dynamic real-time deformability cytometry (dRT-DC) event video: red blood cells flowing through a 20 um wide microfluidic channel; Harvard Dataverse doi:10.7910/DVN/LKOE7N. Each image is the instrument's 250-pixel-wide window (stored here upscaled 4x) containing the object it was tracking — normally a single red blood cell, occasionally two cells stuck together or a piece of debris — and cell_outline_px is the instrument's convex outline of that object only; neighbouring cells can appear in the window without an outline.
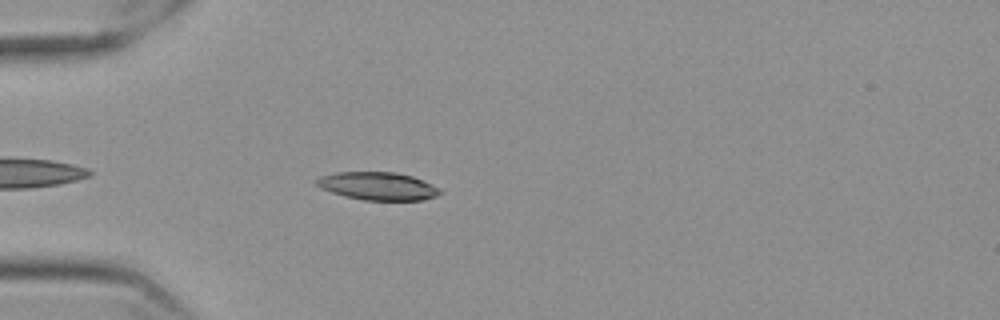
{"species": "Egyptian fruit bat (a non-hibernating species)", "species_latin": "Rousettus aegyptiacus", "temperature_condition": "cold", "stored_images_in_passage": 45, "camera_frame_rate_fps": 3000, "um_per_image_px": 0.085, "frame": {"image": 1, "passage_image": 5, "time_ms": 1.333, "image_size_px": [1000, 320], "cell_outline_px": [[440, 192], [436, 196], [424, 200], [364, 200], [344, 196], [320, 188], [316, 184], [316, 180], [320, 176], [336, 172], [396, 172], [412, 176], [432, 184]], "centroid_in_image_um": [32.08, 15.81], "position_along_channel_um": 52.9, "area_um2": 19.94}}
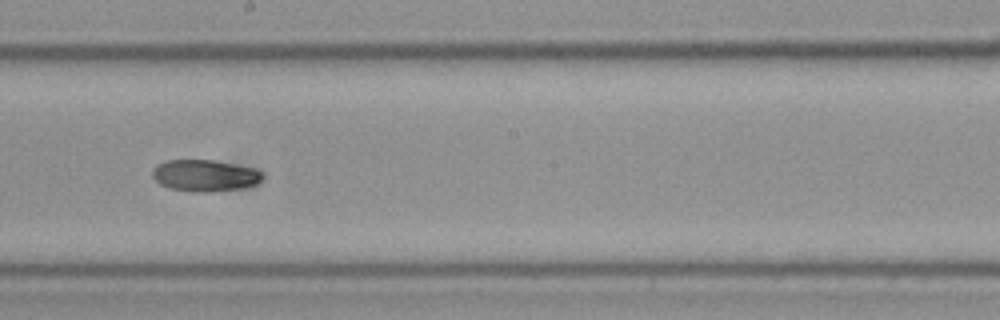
{"frame": {"image": 2, "passage_image": 21, "time_ms": 6.667, "image_size_px": [1000, 320], "cell_outline_px": [[264, 176], [256, 184], [244, 188], [208, 192], [192, 192], [172, 188], [160, 184], [152, 176], [152, 168], [156, 164], [168, 160], [212, 160], [252, 168], [264, 172]], "centroid_in_image_um": [17.41, 14.92], "position_along_channel_um": 230.8, "area_um2": 20.29}}
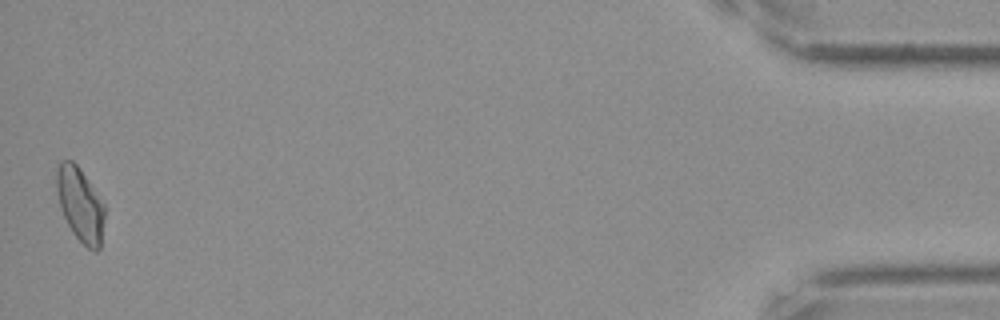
{"frame": {"image": 3, "passage_image": 45, "time_ms": 14.667, "image_size_px": [1000, 320], "cell_outline_px": [[104, 220], [100, 248], [96, 252], [92, 252], [72, 232], [60, 208], [56, 192], [56, 168], [60, 160], [72, 160], [80, 168], [104, 204]], "centroid_in_image_um": [6.8, 17.37], "position_along_channel_um": 428.4, "area_um2": 20.75}, "authors_computed_cell_mechanics": {"area_um2": 20.23, "velocity_mm_per_s": 3.55, "shape_relaxation_time_tau1_ms": null, "shape_relaxation_time_tau2_ms": 3.3518, "deformation_change_tau1": null, "deformation_change_tau2": 0.063}}